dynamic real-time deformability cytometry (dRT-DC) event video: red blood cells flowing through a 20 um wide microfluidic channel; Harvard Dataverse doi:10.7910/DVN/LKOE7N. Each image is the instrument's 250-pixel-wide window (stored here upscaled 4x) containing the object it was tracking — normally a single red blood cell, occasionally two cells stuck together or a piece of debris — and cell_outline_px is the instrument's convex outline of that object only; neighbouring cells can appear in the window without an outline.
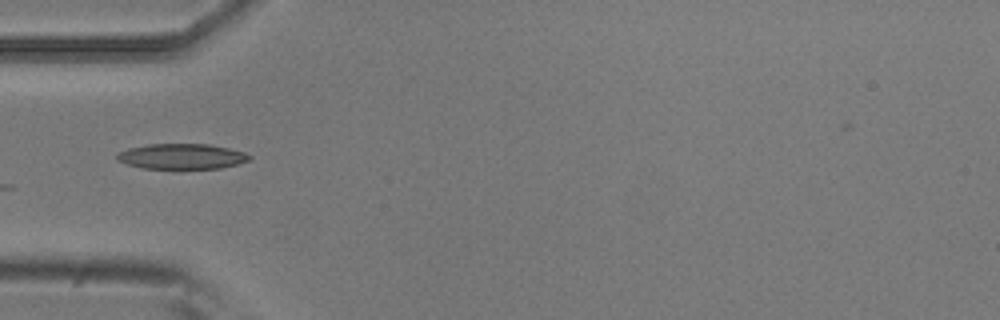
{"species": "common noctule bat (a hibernating species)", "species_latin": "Nyctalus noctula", "temperature_condition": "room temperature", "stored_images_in_passage": 3, "camera_frame_rate_fps": 3000, "um_per_image_px": 0.085, "animal": {"sex": "male", "body_mass_g": 20.5, "forearm_length_mm": 52.5}, "frame": {"image": 1, "passage_image": 2, "time_ms": 0.333, "image_size_px": [1000, 320], "cell_outline_px": [[252, 160], [220, 168], [140, 168], [116, 160], [116, 156], [120, 152], [128, 148], [148, 144], [208, 144], [228, 148], [244, 152], [252, 156]], "centroid_in_image_um": [15.46, 13.29], "position_along_channel_um": 69.5, "area_um2": 19.48}}
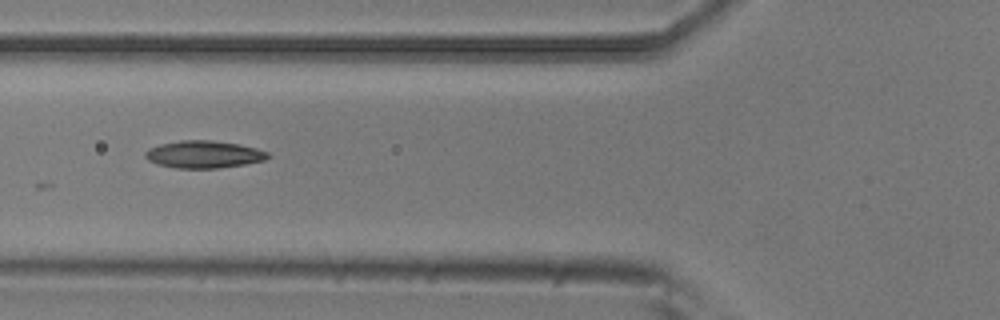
{"frame": {"image": 2, "passage_image": 3, "time_ms": 0.667, "image_size_px": [1000, 320], "cell_outline_px": [[272, 156], [264, 160], [244, 164], [220, 168], [176, 168], [156, 164], [148, 160], [144, 156], [144, 152], [148, 148], [160, 144], [180, 140], [212, 140], [240, 144], [256, 148], [268, 152]], "centroid_in_image_um": [17.31, 13.12], "position_along_channel_um": 108.5, "area_um2": 19.71}}